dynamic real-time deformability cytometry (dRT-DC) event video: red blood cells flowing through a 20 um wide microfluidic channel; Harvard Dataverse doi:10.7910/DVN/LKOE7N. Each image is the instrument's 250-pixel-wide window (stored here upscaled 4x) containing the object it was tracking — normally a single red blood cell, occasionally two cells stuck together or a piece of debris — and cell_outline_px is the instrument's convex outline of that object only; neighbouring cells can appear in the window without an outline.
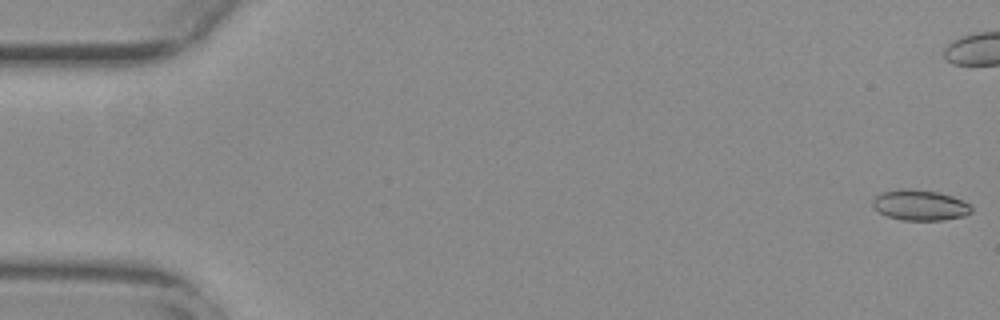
{"species": "common noctule bat (a hibernating species)", "species_latin": "Nyctalus noctula", "temperature_condition": "warm", "stored_images_in_passage": 53, "camera_frame_rate_fps": 3000, "um_per_image_px": 0.085, "animal": {"sex": "female", "body_mass_g": 29.2, "forearm_length_mm": 56.3}, "frame": {"image": 1, "passage_image": 1, "time_ms": 0.0, "image_size_px": [1000, 320], "cell_outline_px": [[972, 212], [964, 216], [944, 220], [904, 220], [888, 216], [880, 212], [872, 204], [872, 200], [876, 196], [884, 192], [936, 192], [952, 196], [964, 200], [972, 208]], "centroid_in_image_um": [78.28, 17.5], "position_along_channel_um": 6.7, "area_um2": 16.59}}
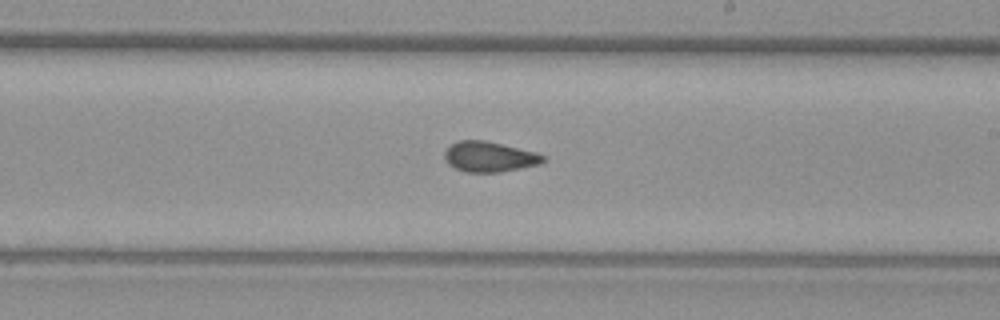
{"frame": {"image": 2, "passage_image": 33, "time_ms": 10.667, "image_size_px": [1000, 320], "cell_outline_px": [[544, 160], [540, 164], [500, 172], [464, 172], [448, 164], [444, 160], [444, 152], [456, 140], [484, 140], [536, 152], [544, 156]], "centroid_in_image_um": [41.56, 13.32], "position_along_channel_um": 247.4, "area_um2": 17.34}}
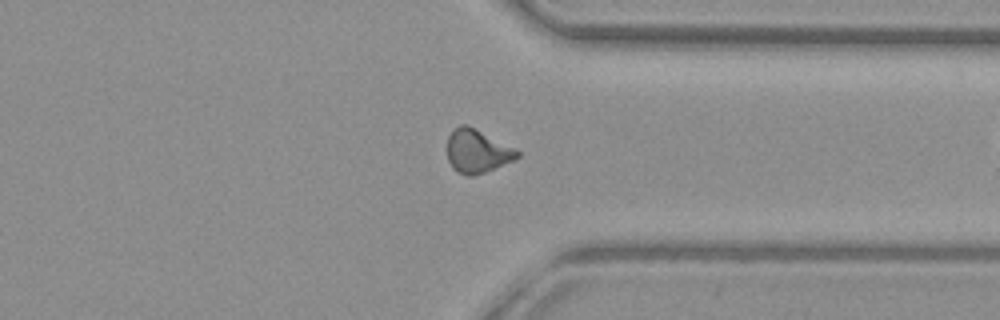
{"frame": {"image": 3, "passage_image": 43, "time_ms": 14.0, "image_size_px": [1000, 320], "cell_outline_px": [[520, 156], [512, 160], [484, 172], [472, 176], [468, 176], [456, 172], [452, 168], [448, 160], [448, 136], [460, 124], [468, 124], [516, 148], [520, 152]], "centroid_in_image_um": [40.56, 12.84], "position_along_channel_um": 370.8, "area_um2": 17.69}, "authors_computed_cell_mechanics": {"area_um2": 17.2244, "velocity_mm_per_s": 3.7491, "shape_relaxation_time_tau1_ms": null, "shape_relaxation_time_tau2_ms": 2.0122, "deformation_change_tau1": null, "deformation_change_tau2": 0.0822}}